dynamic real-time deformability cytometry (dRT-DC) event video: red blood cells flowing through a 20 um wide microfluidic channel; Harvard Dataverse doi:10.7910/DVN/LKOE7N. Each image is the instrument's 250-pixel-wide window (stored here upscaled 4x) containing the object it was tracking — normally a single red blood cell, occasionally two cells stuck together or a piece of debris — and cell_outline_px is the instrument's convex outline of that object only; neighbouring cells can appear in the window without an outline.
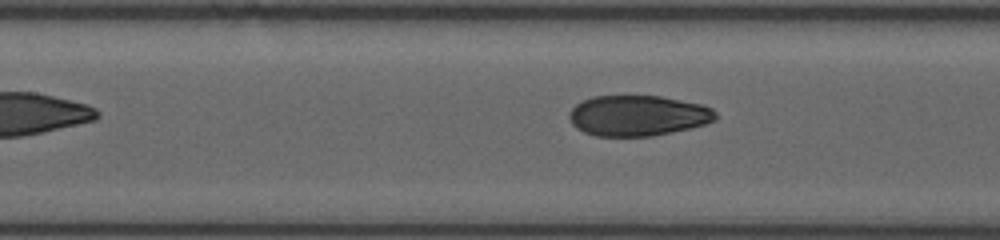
{"species": "human", "species_latin": "Homo sapiens", "temperature_condition": "room temperature", "stored_images_in_passage": 16, "segment_of_instrument_passage": [2, 2], "camera_frame_rate_fps": 3000, "um_per_image_px": 0.085, "donor": {"sex": "female"}, "frame": {"image": 1, "passage_image": 16, "time_ms": 8.333, "image_size_px": [1000, 240], "cell_outline_px": [[716, 120], [692, 128], [652, 136], [596, 136], [584, 132], [576, 128], [572, 124], [568, 116], [568, 112], [576, 104], [592, 96], [660, 96], [704, 104], [712, 108], [716, 112]], "centroid_in_image_um": [54.23, 9.83], "position_along_channel_um": 153.2, "area_um2": 34.85}}